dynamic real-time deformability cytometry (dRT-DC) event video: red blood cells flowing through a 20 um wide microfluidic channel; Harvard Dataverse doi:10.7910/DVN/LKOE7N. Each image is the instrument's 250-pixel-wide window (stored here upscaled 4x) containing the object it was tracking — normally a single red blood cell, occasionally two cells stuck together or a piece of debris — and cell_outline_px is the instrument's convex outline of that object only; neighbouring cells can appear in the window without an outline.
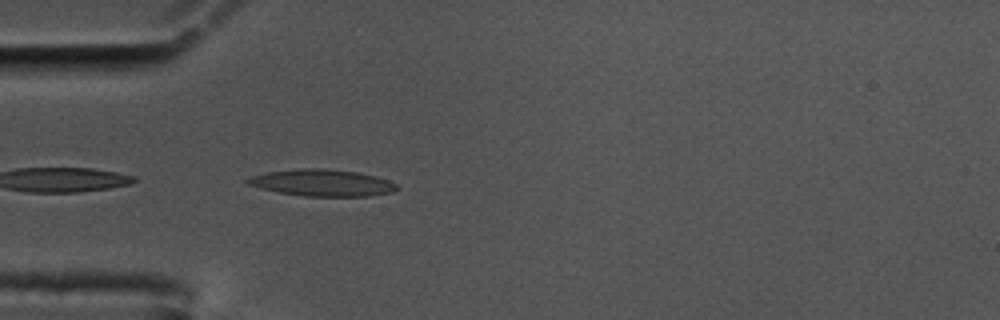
{"species": "common noctule bat (a hibernating species)", "species_latin": "Nyctalus noctula", "temperature_condition": "cold", "stored_images_in_passage": 5, "camera_frame_rate_fps": 3000, "um_per_image_px": 0.085, "animal": {"sex": "male", "body_mass_g": 17.5, "forearm_length_mm": 52.3}, "frame": {"image": 1, "passage_image": 1, "time_ms": 0.0, "image_size_px": [1000, 320], "cell_outline_px": [[396, 188], [392, 192], [368, 196], [304, 196], [280, 192], [248, 184], [244, 180], [248, 176], [268, 172], [304, 168], [320, 168], [356, 172], [376, 176], [388, 180], [396, 184]], "centroid_in_image_um": [27.37, 15.53], "position_along_channel_um": 57.6, "area_um2": 22.89}}
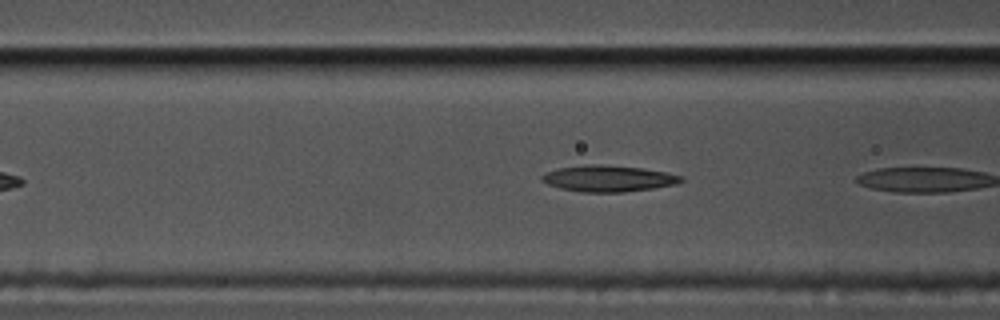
{"frame": {"image": 2, "passage_image": 4, "time_ms": 1.0, "image_size_px": [1000, 320], "cell_outline_px": [[684, 180], [676, 184], [652, 188], [624, 192], [584, 192], [560, 188], [548, 184], [540, 180], [540, 176], [548, 172], [560, 168], [588, 164], [596, 164], [640, 168], [664, 172], [684, 176]], "centroid_in_image_um": [51.71, 15.18], "position_along_channel_um": 114.9, "area_um2": 21.04}}